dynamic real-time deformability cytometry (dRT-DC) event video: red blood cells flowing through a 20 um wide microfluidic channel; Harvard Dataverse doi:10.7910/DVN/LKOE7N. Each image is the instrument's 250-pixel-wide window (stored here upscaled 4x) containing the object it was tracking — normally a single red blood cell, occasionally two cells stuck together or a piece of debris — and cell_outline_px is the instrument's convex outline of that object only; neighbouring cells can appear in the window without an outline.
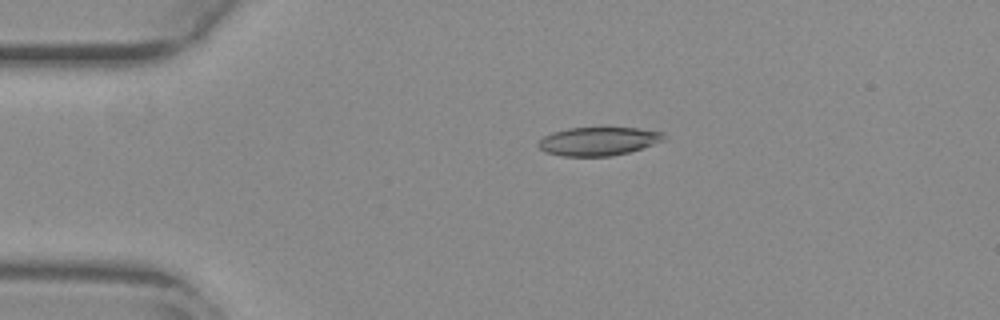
{"species": "common noctule bat (a hibernating species)", "species_latin": "Nyctalus noctula", "temperature_condition": "warm", "stored_images_in_passage": 44, "camera_frame_rate_fps": 3000, "um_per_image_px": 0.085, "animal": {"sex": "female", "body_mass_g": 29.2, "forearm_length_mm": 56.3}, "frame": {"image": 1, "passage_image": 2, "time_ms": 0.333, "image_size_px": [1000, 320], "cell_outline_px": [[664, 140], [628, 152], [612, 156], [564, 156], [548, 152], [540, 148], [536, 144], [544, 136], [552, 132], [568, 128], [608, 124], [664, 132]], "centroid_in_image_um": [50.87, 11.94], "position_along_channel_um": 34.1, "area_um2": 21.5}}
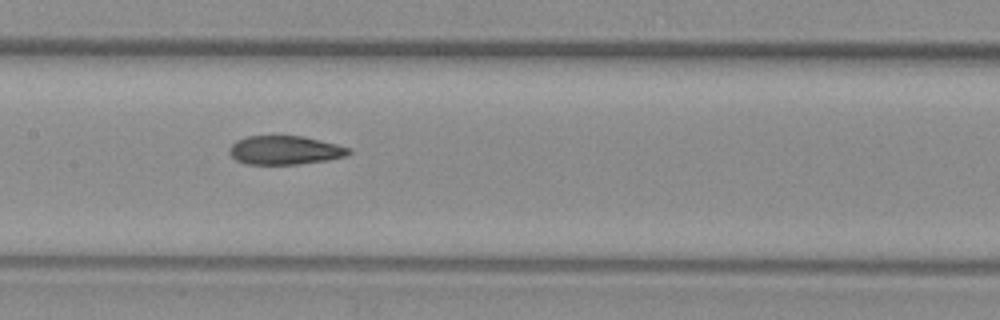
{"frame": {"image": 2, "passage_image": 17, "time_ms": 5.333, "image_size_px": [1000, 320], "cell_outline_px": [[352, 152], [344, 156], [328, 160], [296, 164], [244, 164], [236, 160], [228, 152], [228, 148], [236, 140], [248, 136], [304, 136], [352, 148]], "centroid_in_image_um": [24.2, 12.76], "position_along_channel_um": 183.2, "area_um2": 20.06}}
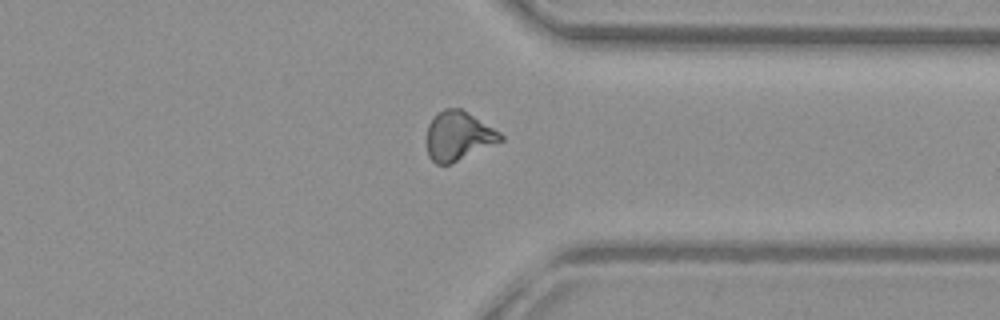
{"frame": {"image": 3, "passage_image": 32, "time_ms": 10.333, "image_size_px": [1000, 320], "cell_outline_px": [[504, 140], [452, 164], [436, 164], [428, 156], [428, 124], [444, 108], [460, 108], [500, 132], [504, 136]], "centroid_in_image_um": [38.98, 11.58], "position_along_channel_um": 372.4, "area_um2": 20.87}, "authors_computed_cell_mechanics": {"area_um2": 20.9525, "velocity_mm_per_s": 3.8451, "shape_relaxation_time_tau1_ms": null, "shape_relaxation_time_tau2_ms": 2.2165, "deformation_change_tau1": null, "deformation_change_tau2": 0.0911}}